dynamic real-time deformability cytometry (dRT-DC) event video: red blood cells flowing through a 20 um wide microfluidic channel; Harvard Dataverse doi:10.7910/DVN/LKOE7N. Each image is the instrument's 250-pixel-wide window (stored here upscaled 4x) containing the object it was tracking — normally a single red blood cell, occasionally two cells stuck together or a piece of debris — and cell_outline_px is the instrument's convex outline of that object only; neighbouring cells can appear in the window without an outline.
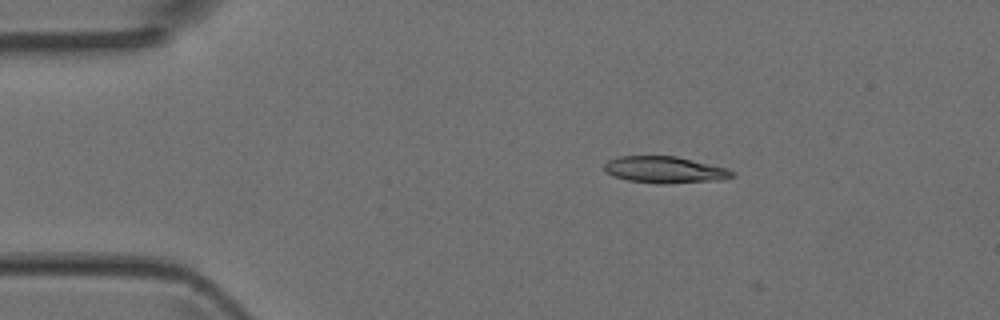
{"species": "Egyptian fruit bat (a non-hibernating species)", "species_latin": "Rousettus aegyptiacus", "temperature_condition": "room temperature", "stored_images_in_passage": 7, "camera_frame_rate_fps": 3000, "um_per_image_px": 0.085, "animal": {"sex": "female"}, "frame": {"image": 1, "passage_image": 1, "time_ms": 0.0, "image_size_px": [1000, 320], "cell_outline_px": [[736, 176], [724, 180], [660, 184], [656, 184], [628, 180], [612, 176], [604, 172], [604, 164], [608, 160], [620, 156], [676, 156], [728, 168], [736, 172]], "centroid_in_image_um": [56.54, 14.44], "position_along_channel_um": 28.5, "area_um2": 20.17}}